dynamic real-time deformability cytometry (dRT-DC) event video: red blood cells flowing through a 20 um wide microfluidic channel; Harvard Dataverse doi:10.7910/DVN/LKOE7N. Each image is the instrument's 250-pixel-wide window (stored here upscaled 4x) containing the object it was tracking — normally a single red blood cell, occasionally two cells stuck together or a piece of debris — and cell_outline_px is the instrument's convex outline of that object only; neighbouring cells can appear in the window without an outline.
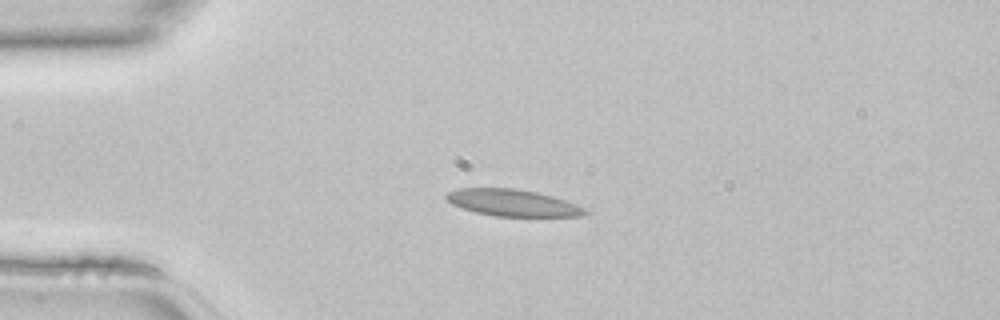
{"species": "common noctule bat (a hibernating species)", "species_latin": "Nyctalus noctula", "temperature_condition": "room temperature", "stored_images_in_passage": 35, "camera_frame_rate_fps": 3000, "um_per_image_px": 0.085, "animal": {"sex": "female", "body_mass_g": 22.7, "forearm_length_mm": 54.2}, "frame": {"image": 1, "passage_image": 1, "time_ms": 0.0, "image_size_px": [1000, 320], "cell_outline_px": [[588, 212], [580, 216], [496, 216], [476, 212], [452, 204], [444, 196], [448, 192], [460, 188], [516, 188], [536, 192], [552, 196], [576, 204], [584, 208]], "centroid_in_image_um": [43.56, 17.23], "position_along_channel_um": 41.4, "area_um2": 21.33}}
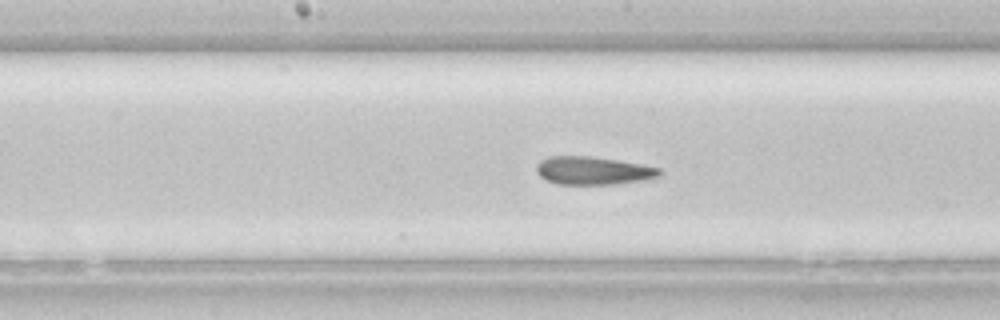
{"frame": {"image": 2, "passage_image": 13, "time_ms": 4.0, "image_size_px": [1000, 320], "cell_outline_px": [[664, 172], [656, 176], [644, 180], [616, 184], [556, 184], [540, 176], [536, 172], [536, 164], [540, 160], [548, 156], [588, 156], [616, 160], [640, 164], [660, 168]], "centroid_in_image_um": [50.38, 14.5], "position_along_channel_um": 197.8, "area_um2": 20.06}}
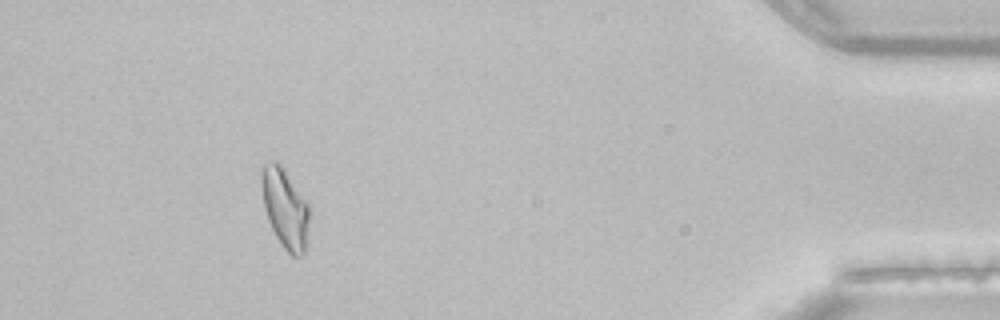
{"frame": {"image": 3, "passage_image": 31, "time_ms": 10.0, "image_size_px": [1000, 320], "cell_outline_px": [[312, 208], [304, 252], [300, 256], [292, 256], [284, 248], [276, 236], [268, 220], [264, 208], [260, 184], [260, 176], [264, 164], [272, 160], [276, 160], [284, 168], [308, 200]], "centroid_in_image_um": [24.26, 17.65], "position_along_channel_um": 410.9, "area_um2": 22.83}}